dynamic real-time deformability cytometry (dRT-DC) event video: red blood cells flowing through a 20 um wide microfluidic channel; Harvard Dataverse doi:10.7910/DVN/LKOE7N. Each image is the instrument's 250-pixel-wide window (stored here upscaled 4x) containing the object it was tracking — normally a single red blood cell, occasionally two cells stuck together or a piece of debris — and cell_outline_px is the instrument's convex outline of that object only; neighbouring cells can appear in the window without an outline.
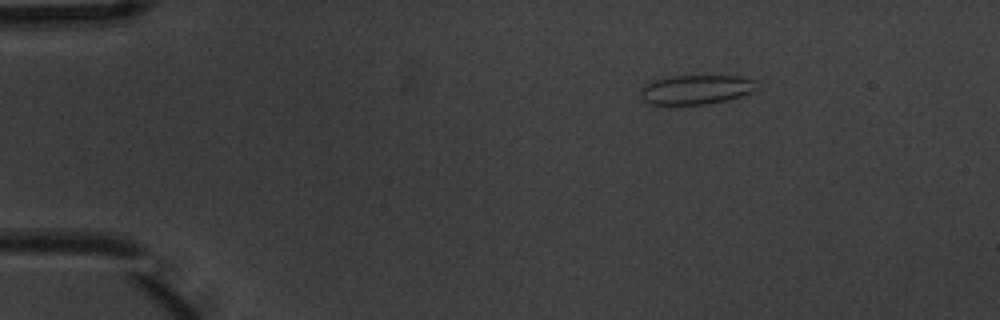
{"species": "common noctule bat (a hibernating species)", "species_latin": "Nyctalus noctula", "temperature_condition": "warm", "stored_images_in_passage": 3, "camera_frame_rate_fps": 3000, "um_per_image_px": 0.085, "animal": {"sex": "male", "body_mass_g": 20.1, "forearm_length_mm": 53.5}, "frame": {"image": 1, "passage_image": 1, "time_ms": 0.0, "image_size_px": [1000, 320], "cell_outline_px": [[756, 88], [752, 92], [728, 100], [704, 104], [652, 104], [644, 100], [640, 92], [644, 84], [652, 80], [672, 76], [740, 76], [756, 80]], "centroid_in_image_um": [59.17, 7.6], "position_along_channel_um": 25.8, "area_um2": 19.77}}